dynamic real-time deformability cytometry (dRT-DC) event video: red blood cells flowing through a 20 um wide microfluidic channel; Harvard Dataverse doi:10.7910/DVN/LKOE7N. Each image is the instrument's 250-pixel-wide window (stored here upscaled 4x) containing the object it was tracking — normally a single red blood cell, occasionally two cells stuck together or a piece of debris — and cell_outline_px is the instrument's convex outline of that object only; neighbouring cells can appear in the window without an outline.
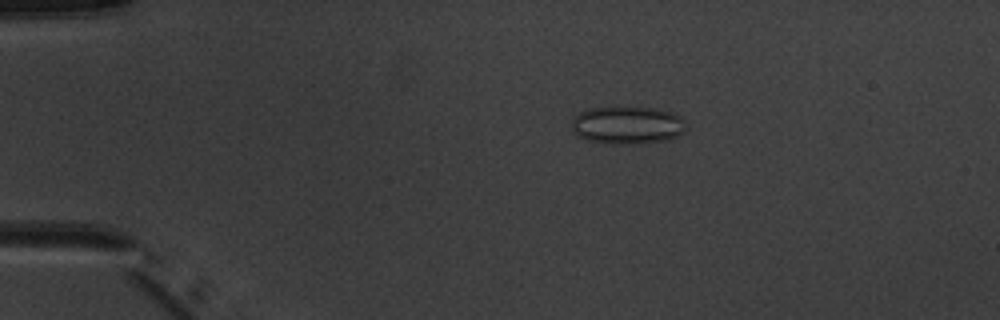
{"species": "common noctule bat (a hibernating species)", "species_latin": "Nyctalus noctula", "temperature_condition": "warm", "stored_images_in_passage": 3, "camera_frame_rate_fps": 3000, "um_per_image_px": 0.085, "animal": {"sex": "male", "body_mass_g": 20.1, "forearm_length_mm": 53.5}, "frame": {"image": 1, "passage_image": 1, "time_ms": 0.0, "image_size_px": [1000, 320], "cell_outline_px": [[688, 128], [684, 132], [668, 140], [636, 144], [612, 144], [584, 140], [572, 132], [572, 116], [588, 108], [656, 108], [672, 112], [680, 116], [684, 120]], "centroid_in_image_um": [53.32, 10.65], "position_along_channel_um": 31.7, "area_um2": 25.49}}
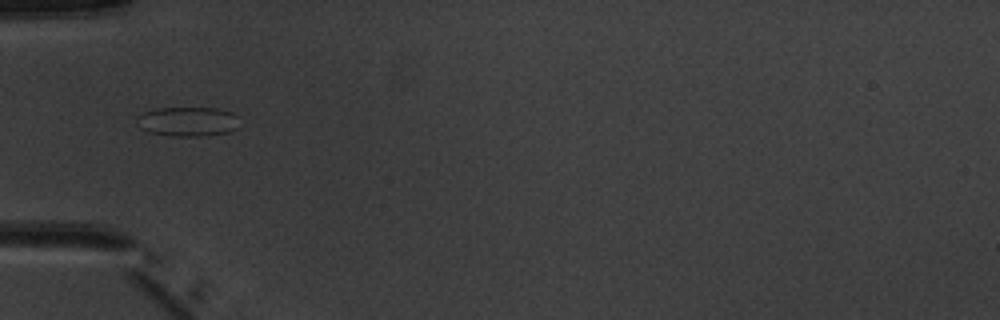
{"frame": {"image": 2, "passage_image": 3, "time_ms": 2.333, "image_size_px": [1000, 320], "cell_outline_px": [[236, 128], [228, 132], [200, 136], [172, 136], [148, 132], [140, 128], [136, 120], [136, 116], [144, 112], [156, 108], [216, 108], [232, 112], [236, 116]], "centroid_in_image_um": [15.89, 10.33], "position_along_channel_um": 69.1, "area_um2": 17.51}}